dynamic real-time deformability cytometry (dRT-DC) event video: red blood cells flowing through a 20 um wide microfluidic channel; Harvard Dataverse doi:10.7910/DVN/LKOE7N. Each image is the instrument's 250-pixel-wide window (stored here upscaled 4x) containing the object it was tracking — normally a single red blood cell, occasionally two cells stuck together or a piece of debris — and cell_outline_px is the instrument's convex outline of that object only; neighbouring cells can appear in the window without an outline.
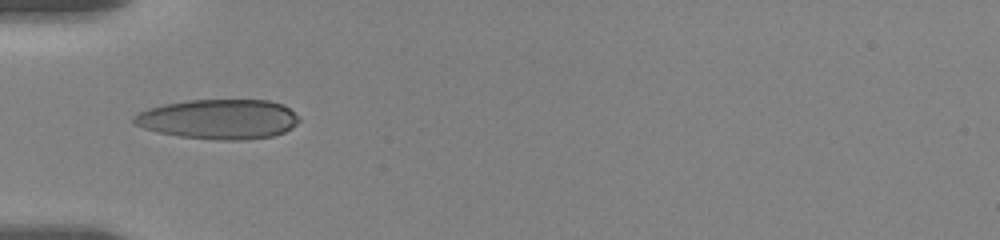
{"species": "human", "species_latin": "Homo sapiens", "temperature_condition": "room temperature", "stored_images_in_passage": 20, "camera_frame_rate_fps": 3000, "um_per_image_px": 0.085, "donor": {"sex": "female"}, "frame": {"image": 1, "passage_image": 1, "time_ms": 0.0, "image_size_px": [1000, 240], "cell_outline_px": [[300, 120], [292, 128], [284, 132], [272, 136], [244, 140], [220, 140], [180, 136], [160, 132], [144, 128], [132, 124], [132, 116], [148, 108], [164, 104], [188, 100], [268, 100], [284, 104], [300, 116]], "centroid_in_image_um": [18.62, 10.12], "position_along_channel_um": 66.4, "area_um2": 38.49}}
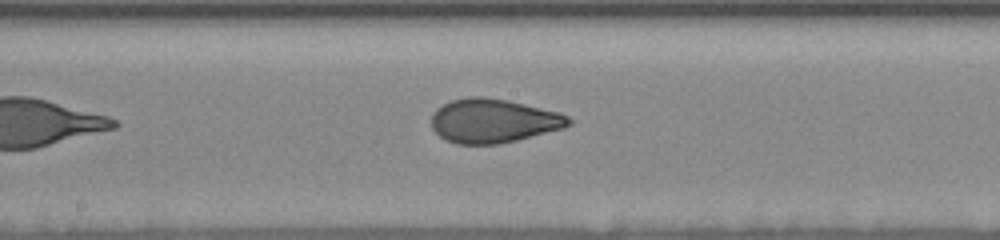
{"frame": {"image": 2, "passage_image": 11, "time_ms": 4.0, "image_size_px": [1000, 240], "cell_outline_px": [[572, 124], [564, 128], [500, 144], [456, 144], [444, 140], [432, 128], [432, 112], [436, 108], [452, 100], [468, 96], [484, 96], [508, 100], [560, 112], [568, 116], [572, 120]], "centroid_in_image_um": [41.93, 10.26], "position_along_channel_um": 206.3, "area_um2": 35.43}}
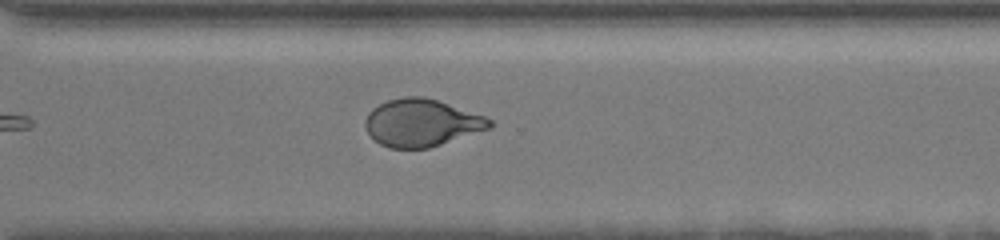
{"frame": {"image": 3, "passage_image": 20, "time_ms": 7.667, "image_size_px": [1000, 240], "cell_outline_px": [[492, 128], [428, 148], [388, 148], [380, 144], [368, 132], [364, 124], [364, 120], [368, 112], [372, 108], [388, 100], [404, 96], [424, 96], [484, 116], [492, 120]], "centroid_in_image_um": [35.81, 10.44], "position_along_channel_um": 334.8, "area_um2": 34.16}}